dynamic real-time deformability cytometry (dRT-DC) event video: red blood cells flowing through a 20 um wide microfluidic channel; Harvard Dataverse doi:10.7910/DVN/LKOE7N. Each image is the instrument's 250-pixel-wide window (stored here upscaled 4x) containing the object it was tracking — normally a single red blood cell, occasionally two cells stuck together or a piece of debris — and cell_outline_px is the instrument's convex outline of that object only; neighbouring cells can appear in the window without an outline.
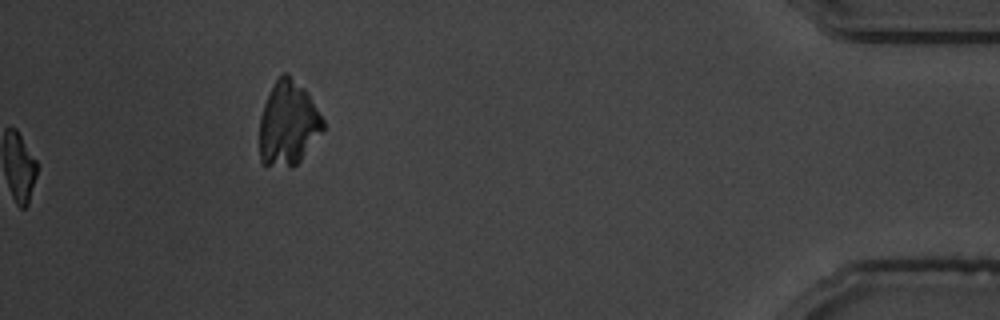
{"species": "common noctule bat (a hibernating species)", "species_latin": "Nyctalus noctula", "temperature_condition": "warm", "stored_images_in_passage": 58, "segment_of_instrument_passage": [2, 2], "camera_frame_rate_fps": 3000, "um_per_image_px": 0.085, "animal": {"sex": "male", "body_mass_g": 19.5, "forearm_length_mm": 54.6}, "frame": {"image": 1, "passage_image": 58, "time_ms": 19.0, "image_size_px": [1000, 320], "cell_outline_px": [[324, 128], [300, 160], [292, 168], [264, 164], [260, 160], [260, 116], [264, 104], [276, 80], [284, 72], [288, 72], [308, 92], [324, 120]], "centroid_in_image_um": [24.49, 10.49], "position_along_channel_um": 410.7, "area_um2": 30.98}}